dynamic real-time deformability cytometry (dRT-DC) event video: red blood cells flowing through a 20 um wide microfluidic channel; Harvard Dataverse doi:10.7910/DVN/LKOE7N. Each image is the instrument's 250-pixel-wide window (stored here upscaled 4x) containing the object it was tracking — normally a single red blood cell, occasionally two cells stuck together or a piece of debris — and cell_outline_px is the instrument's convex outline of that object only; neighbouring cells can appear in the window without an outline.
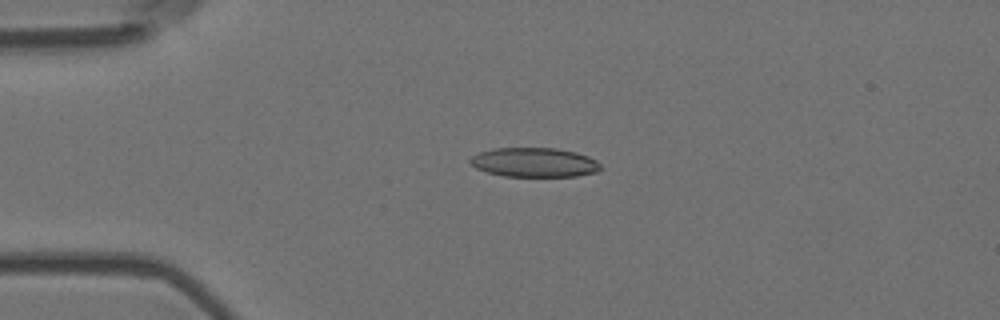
{"species": "Egyptian fruit bat (a non-hibernating species)", "species_latin": "Rousettus aegyptiacus", "temperature_condition": "room temperature", "stored_images_in_passage": 3, "camera_frame_rate_fps": 3000, "um_per_image_px": 0.085, "animal": {"sex": "female"}, "frame": {"image": 1, "passage_image": 2, "time_ms": 0.333, "image_size_px": [1000, 320], "cell_outline_px": [[600, 168], [596, 172], [576, 176], [504, 176], [488, 172], [476, 168], [468, 160], [472, 156], [480, 152], [492, 148], [556, 148], [576, 152], [588, 156], [596, 160], [600, 164]], "centroid_in_image_um": [45.41, 13.79], "position_along_channel_um": 39.6, "area_um2": 22.2}}